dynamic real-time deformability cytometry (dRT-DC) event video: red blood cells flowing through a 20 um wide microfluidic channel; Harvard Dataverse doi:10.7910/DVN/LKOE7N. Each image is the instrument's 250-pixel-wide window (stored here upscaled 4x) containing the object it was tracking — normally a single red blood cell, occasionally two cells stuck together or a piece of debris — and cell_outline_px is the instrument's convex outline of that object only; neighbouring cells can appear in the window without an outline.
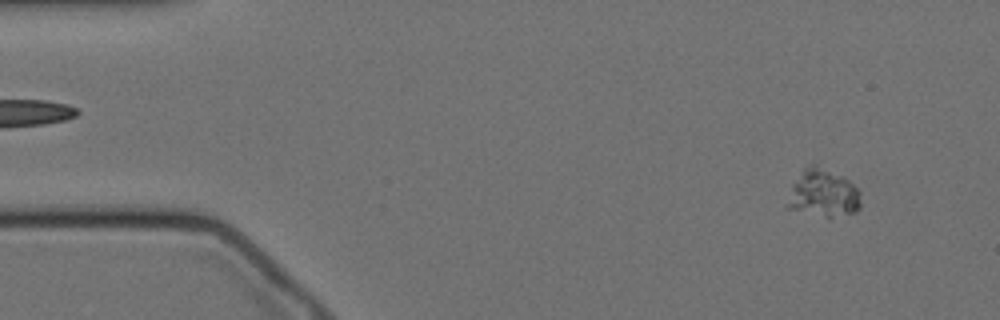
{"species": "Egyptian fruit bat (a non-hibernating species)", "species_latin": "Rousettus aegyptiacus", "temperature_condition": "cold", "stored_images_in_passage": 59, "camera_frame_rate_fps": 3000, "um_per_image_px": 0.085, "animal": {"sex": "female"}, "frame": {"image": 1, "passage_image": 5, "time_ms": 1.333, "image_size_px": [1000, 320], "cell_outline_px": [[860, 208], [856, 212], [828, 220], [788, 208], [788, 204], [792, 184], [804, 168], [808, 164], [812, 164], [840, 176], [848, 180], [860, 192]], "centroid_in_image_um": [69.99, 16.5], "position_along_channel_um": 15.0, "area_um2": 20.4}}
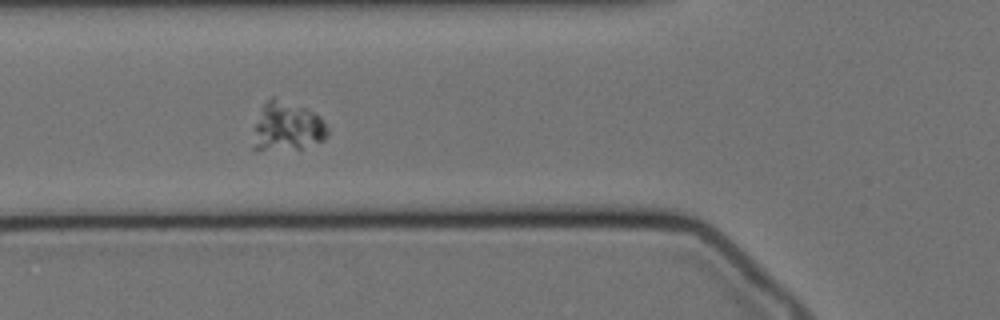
{"frame": {"image": 2, "passage_image": 21, "time_ms": 6.667, "image_size_px": [1000, 320], "cell_outline_px": [[328, 136], [324, 140], [300, 148], [256, 152], [252, 148], [256, 124], [260, 108], [272, 96], [276, 96], [304, 108], [320, 116], [328, 128]], "centroid_in_image_um": [24.38, 10.78], "position_along_channel_um": 101.4, "area_um2": 21.44}}
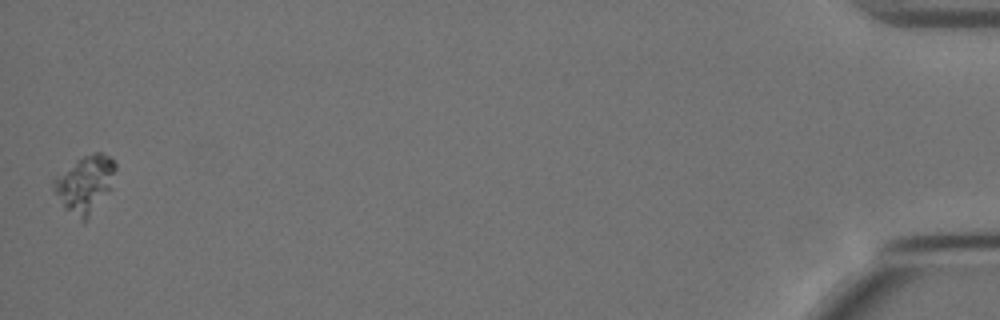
{"frame": {"image": 3, "passage_image": 59, "time_ms": 19.333, "image_size_px": [1000, 320], "cell_outline_px": [[116, 168], [112, 188], [84, 224], [64, 208], [52, 192], [52, 180], [56, 176], [76, 160], [84, 156], [96, 152], [100, 152], [112, 156], [116, 164]], "centroid_in_image_um": [7.22, 15.67], "position_along_channel_um": 428.0, "area_um2": 21.1}}